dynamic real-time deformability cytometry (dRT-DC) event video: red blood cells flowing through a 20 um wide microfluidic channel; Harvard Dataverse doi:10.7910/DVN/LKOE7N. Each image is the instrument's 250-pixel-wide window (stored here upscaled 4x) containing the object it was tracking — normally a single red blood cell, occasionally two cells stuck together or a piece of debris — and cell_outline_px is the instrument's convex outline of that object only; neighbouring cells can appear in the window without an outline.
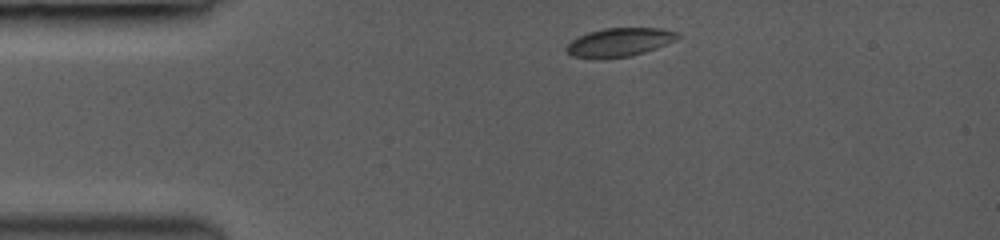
{"species": "common noctule bat (a hibernating species)", "species_latin": "Nyctalus noctula", "temperature_condition": "room temperature", "stored_images_in_passage": 3, "camera_frame_rate_fps": 3000, "um_per_image_px": 0.085, "animal": {"sex": "female", "body_mass_g": 19.0, "forearm_length_mm": 53.3}, "frame": {"image": 1, "passage_image": 1, "time_ms": 0.0, "image_size_px": [1000, 240], "cell_outline_px": [[680, 36], [676, 40], [656, 48], [632, 56], [572, 56], [564, 48], [572, 40], [588, 32], [604, 28], [664, 28], [680, 32]], "centroid_in_image_um": [52.74, 3.54], "position_along_channel_um": 32.3, "area_um2": 17.98}}